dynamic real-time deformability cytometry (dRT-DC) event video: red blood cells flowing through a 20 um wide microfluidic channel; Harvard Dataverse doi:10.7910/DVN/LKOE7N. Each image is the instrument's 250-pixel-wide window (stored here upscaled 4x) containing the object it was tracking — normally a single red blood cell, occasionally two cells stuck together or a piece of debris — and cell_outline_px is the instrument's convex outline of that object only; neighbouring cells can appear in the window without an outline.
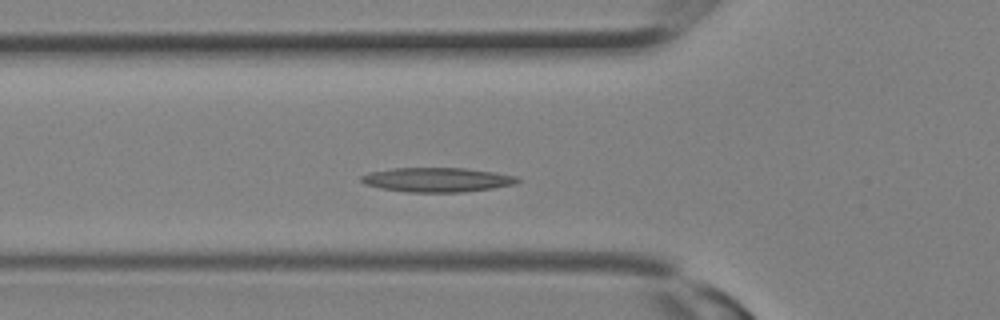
{"species": "Egyptian fruit bat (a non-hibernating species)", "species_latin": "Rousettus aegyptiacus", "temperature_condition": "room temperature", "stored_images_in_passage": 11, "camera_frame_rate_fps": 3000, "um_per_image_px": 0.085, "animal": {"sex": "female"}, "frame": {"image": 1, "passage_image": 7, "time_ms": 2.0, "image_size_px": [1000, 320], "cell_outline_px": [[520, 180], [516, 184], [492, 188], [460, 192], [408, 192], [380, 188], [364, 184], [360, 180], [360, 176], [368, 172], [392, 168], [464, 168], [492, 172], [516, 176]], "centroid_in_image_um": [37.1, 15.28], "position_along_channel_um": 88.7, "area_um2": 22.14}}
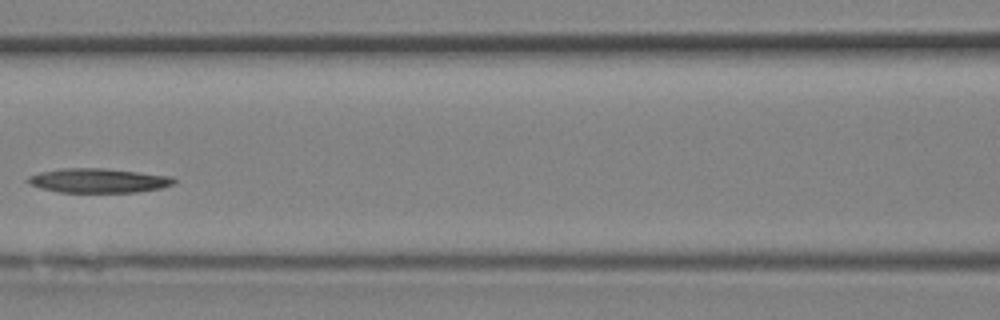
{"frame": {"image": 2, "passage_image": 10, "time_ms": 3.0, "image_size_px": [1000, 320], "cell_outline_px": [[176, 180], [172, 184], [160, 188], [136, 192], [60, 192], [40, 188], [24, 180], [28, 176], [40, 172], [64, 168], [104, 168], [172, 176]], "centroid_in_image_um": [8.34, 15.34], "position_along_channel_um": 158.3, "area_um2": 20.58}}